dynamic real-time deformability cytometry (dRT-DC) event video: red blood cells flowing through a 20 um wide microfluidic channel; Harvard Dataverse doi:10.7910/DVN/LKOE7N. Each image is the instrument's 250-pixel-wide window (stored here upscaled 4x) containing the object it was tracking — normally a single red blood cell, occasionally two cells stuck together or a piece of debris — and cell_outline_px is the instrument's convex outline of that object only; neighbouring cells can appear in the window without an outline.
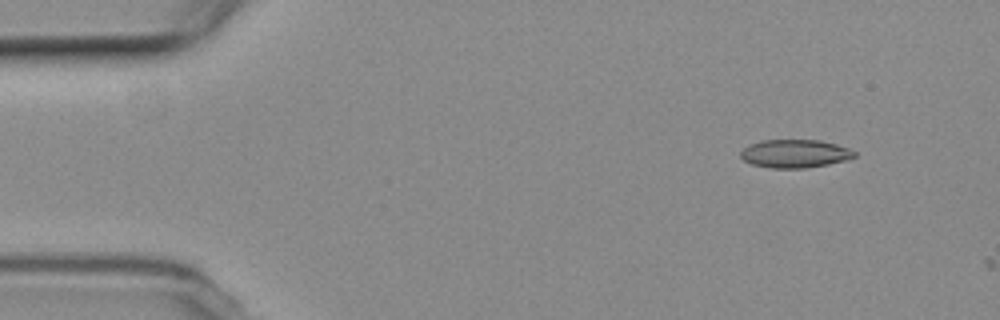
{"species": "common noctule bat (a hibernating species)", "species_latin": "Nyctalus noctula", "temperature_condition": "room temperature", "stored_images_in_passage": 7, "camera_frame_rate_fps": 3000, "um_per_image_px": 0.085, "animal": {"sex": "female", "body_mass_g": 19.3, "forearm_length_mm": 54.1}, "frame": {"image": 1, "passage_image": 6, "time_ms": 1.667, "image_size_px": [1000, 320], "cell_outline_px": [[856, 156], [844, 160], [828, 164], [804, 168], [772, 168], [752, 164], [744, 160], [740, 156], [740, 152], [744, 148], [752, 144], [764, 140], [820, 140], [836, 144], [848, 148], [856, 152]], "centroid_in_image_um": [67.57, 13.06], "position_along_channel_um": 17.4, "area_um2": 18.5}}